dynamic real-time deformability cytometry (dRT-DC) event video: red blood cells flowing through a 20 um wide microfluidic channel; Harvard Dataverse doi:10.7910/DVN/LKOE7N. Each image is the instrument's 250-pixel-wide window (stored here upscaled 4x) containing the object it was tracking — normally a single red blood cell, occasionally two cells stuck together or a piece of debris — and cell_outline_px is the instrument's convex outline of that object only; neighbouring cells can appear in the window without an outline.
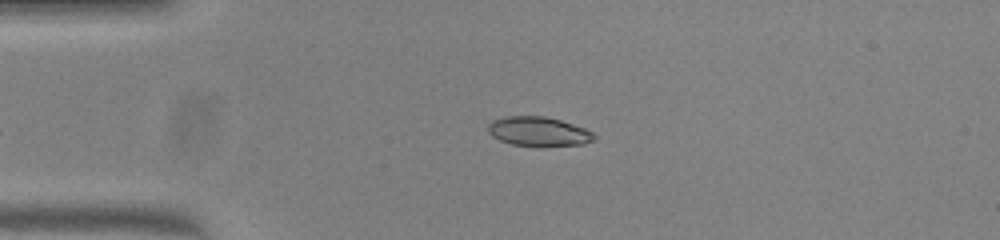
{"species": "common noctule bat (a hibernating species)", "species_latin": "Nyctalus noctula", "temperature_condition": "warm", "stored_images_in_passage": 33, "camera_frame_rate_fps": 3000, "um_per_image_px": 0.085, "animal": {"sex": "female", "body_mass_g": 23.0, "forearm_length_mm": 53.4}, "frame": {"image": 1, "passage_image": 2, "time_ms": 0.333, "image_size_px": [1000, 240], "cell_outline_px": [[596, 136], [592, 140], [584, 144], [512, 144], [500, 140], [492, 136], [488, 132], [488, 124], [492, 120], [508, 116], [544, 116], [560, 120], [584, 128], [592, 132]], "centroid_in_image_um": [45.73, 11.14], "position_along_channel_um": 39.3, "area_um2": 17.4}}
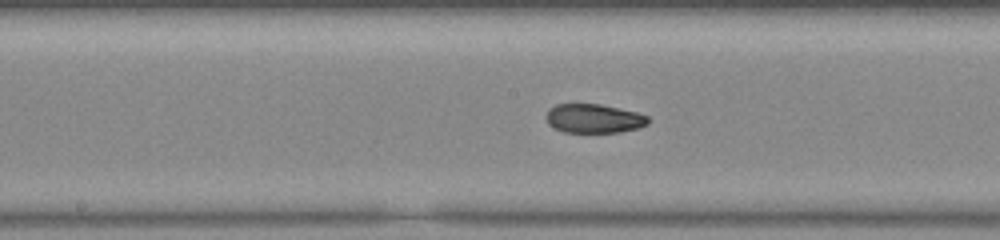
{"frame": {"image": 2, "passage_image": 16, "time_ms": 5.0, "image_size_px": [1000, 240], "cell_outline_px": [[648, 124], [636, 128], [620, 132], [564, 132], [548, 124], [544, 116], [548, 108], [556, 104], [600, 104], [636, 112], [648, 116]], "centroid_in_image_um": [50.42, 10.06], "position_along_channel_um": 197.8, "area_um2": 17.22}}
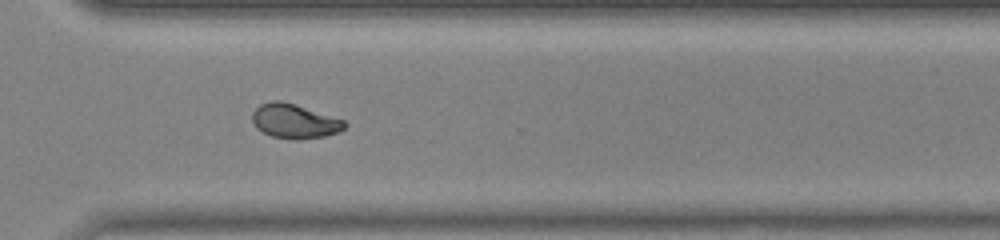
{"frame": {"image": 3, "passage_image": 27, "time_ms": 8.667, "image_size_px": [1000, 240], "cell_outline_px": [[348, 124], [340, 132], [324, 136], [272, 136], [256, 128], [252, 120], [252, 112], [260, 104], [272, 100], [280, 100], [296, 104], [344, 120]], "centroid_in_image_um": [25.02, 10.23], "position_along_channel_um": 345.6, "area_um2": 17.8}, "authors_computed_cell_mechanics": {"area_um2": 18.0914, "velocity_mm_per_s": 4.0328, "shape_relaxation_time_tau1_ms": null, "shape_relaxation_time_tau2_ms": 1.4681, "deformation_change_tau1": null, "deformation_change_tau2": 0.0422}}